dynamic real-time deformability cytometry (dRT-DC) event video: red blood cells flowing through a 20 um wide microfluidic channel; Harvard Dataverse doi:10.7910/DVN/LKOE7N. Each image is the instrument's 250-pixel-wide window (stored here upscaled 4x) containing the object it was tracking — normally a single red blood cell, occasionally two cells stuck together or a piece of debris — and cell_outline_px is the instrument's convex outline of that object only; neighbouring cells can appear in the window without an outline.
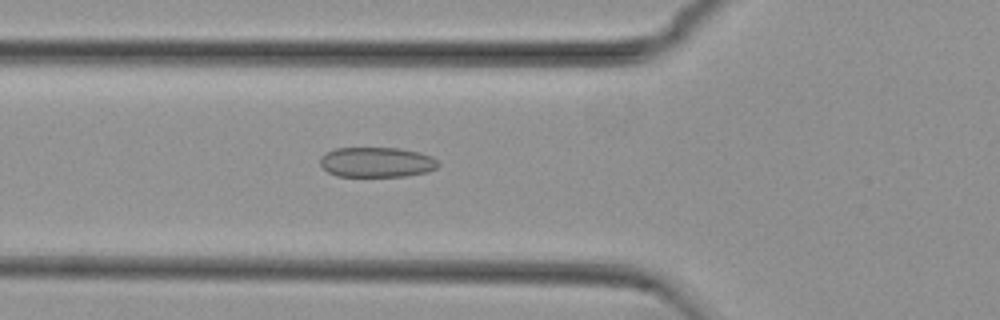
{"species": "common noctule bat (a hibernating species)", "species_latin": "Nyctalus noctula", "temperature_condition": "cold", "stored_images_in_passage": 54, "camera_frame_rate_fps": 3000, "um_per_image_px": 0.085, "animal": {"sex": "female", "body_mass_g": 29.2, "forearm_length_mm": 56.3}, "frame": {"image": 1, "passage_image": 19, "time_ms": 6.0, "image_size_px": [1000, 320], "cell_outline_px": [[440, 164], [436, 168], [428, 172], [404, 176], [336, 176], [328, 172], [320, 164], [320, 156], [324, 152], [336, 148], [400, 148], [420, 152], [432, 156]], "centroid_in_image_um": [32.01, 13.78], "position_along_channel_um": 93.8, "area_um2": 20.87}}
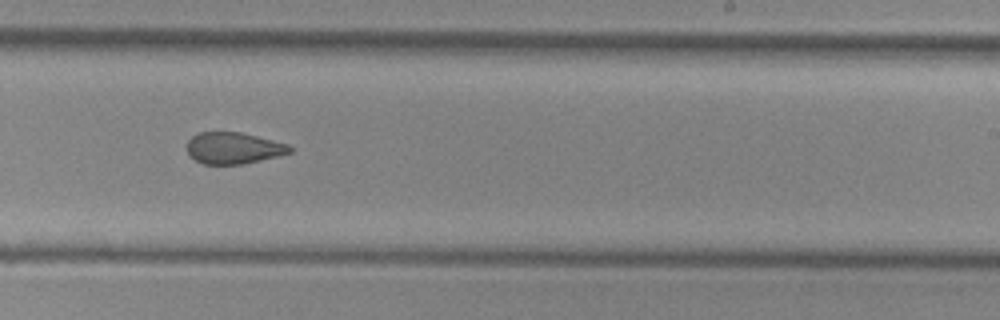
{"frame": {"image": 2, "passage_image": 33, "time_ms": 10.667, "image_size_px": [1000, 320], "cell_outline_px": [[292, 152], [280, 156], [240, 164], [204, 164], [196, 160], [188, 152], [188, 140], [192, 136], [200, 132], [240, 132], [288, 144], [292, 148]], "centroid_in_image_um": [19.87, 12.58], "position_along_channel_um": 269.1, "area_um2": 18.67}}
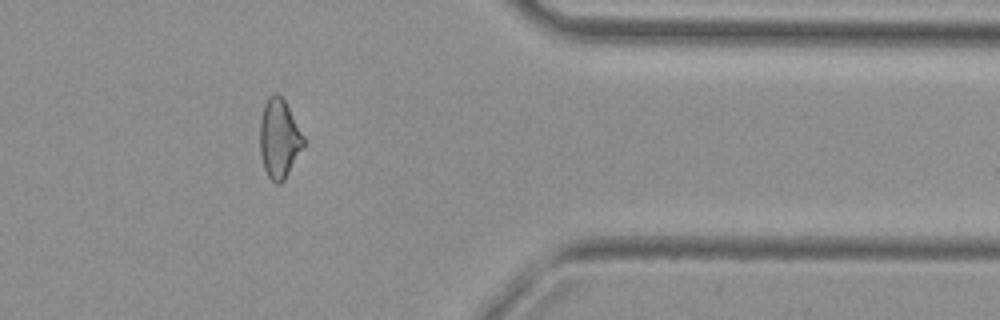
{"frame": {"image": 3, "passage_image": 44, "time_ms": 14.333, "image_size_px": [1000, 320], "cell_outline_px": [[304, 144], [284, 180], [280, 184], [276, 184], [268, 176], [264, 168], [260, 152], [260, 120], [264, 104], [268, 96], [276, 92], [284, 100], [304, 136]], "centroid_in_image_um": [23.71, 11.77], "position_along_channel_um": 387.7, "area_um2": 19.83}, "authors_computed_cell_mechanics": {"area_um2": 20.9814, "velocity_mm_per_s": 3.7499, "shape_relaxation_time_tau1_ms": null, "shape_relaxation_time_tau2_ms": 1.2906, "deformation_change_tau1": null, "deformation_change_tau2": 0.0653}}